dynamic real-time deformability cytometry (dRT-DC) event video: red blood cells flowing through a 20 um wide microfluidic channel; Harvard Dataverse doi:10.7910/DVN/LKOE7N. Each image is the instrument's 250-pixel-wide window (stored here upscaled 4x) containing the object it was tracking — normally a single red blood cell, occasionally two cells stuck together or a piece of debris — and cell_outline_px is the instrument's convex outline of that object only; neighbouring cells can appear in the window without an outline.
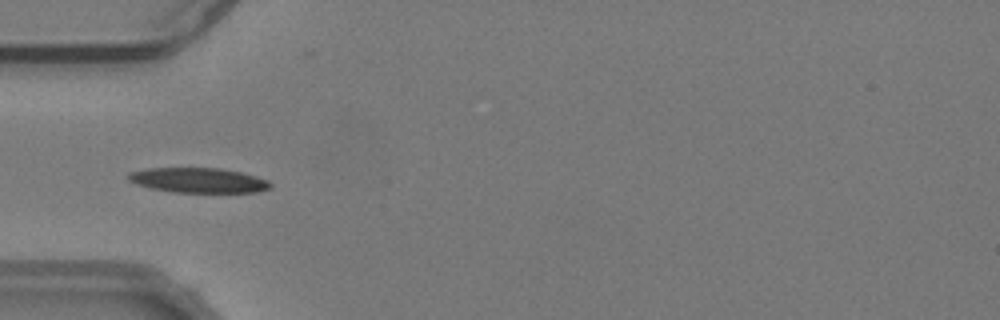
{"species": "common noctule bat (a hibernating species)", "species_latin": "Nyctalus noctula", "temperature_condition": "warm", "stored_images_in_passage": 33, "camera_frame_rate_fps": 3000, "um_per_image_px": 0.085, "animal": {"sex": "male", "body_mass_g": 19.2, "forearm_length_mm": 51.8}, "frame": {"image": 1, "passage_image": 5, "time_ms": 1.333, "image_size_px": [1000, 320], "cell_outline_px": [[272, 188], [256, 192], [172, 192], [152, 188], [136, 184], [128, 180], [128, 172], [148, 168], [220, 168], [240, 172], [256, 176], [268, 180], [272, 184]], "centroid_in_image_um": [16.87, 15.32], "position_along_channel_um": 68.1, "area_um2": 20.63}}
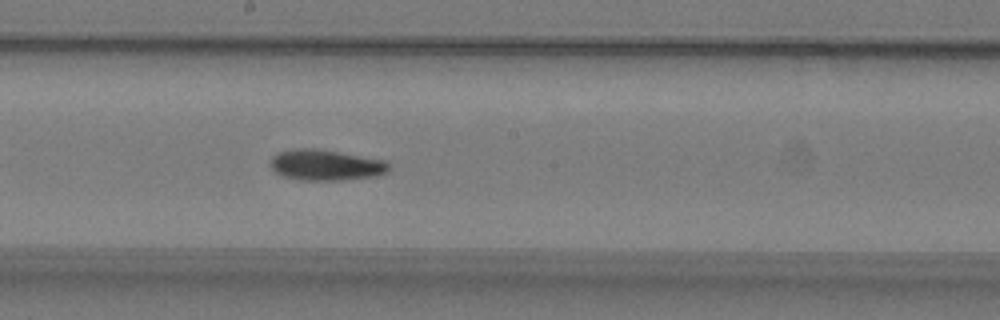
{"frame": {"image": 2, "passage_image": 17, "time_ms": 5.333, "image_size_px": [1000, 320], "cell_outline_px": [[392, 168], [388, 172], [380, 176], [344, 180], [300, 180], [284, 176], [276, 172], [268, 164], [272, 156], [280, 152], [296, 148], [312, 148], [384, 160]], "centroid_in_image_um": [27.71, 14.04], "position_along_channel_um": 220.5, "area_um2": 21.27}}
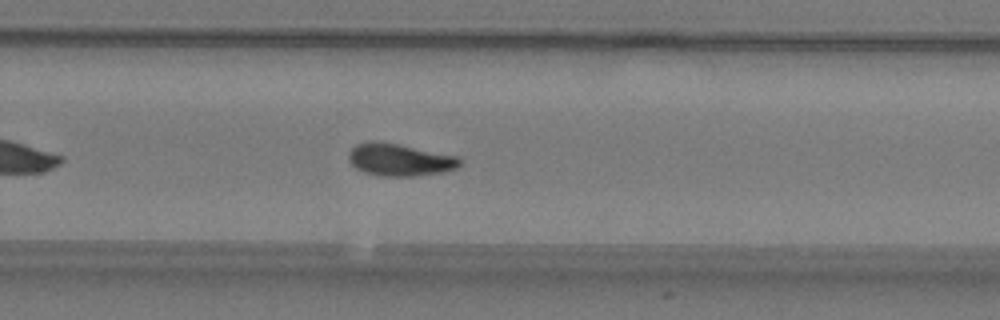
{"frame": {"image": 3, "passage_image": 23, "time_ms": 7.333, "image_size_px": [1000, 320], "cell_outline_px": [[460, 164], [456, 168], [444, 172], [416, 176], [380, 176], [364, 172], [356, 168], [348, 160], [348, 152], [356, 144], [368, 140], [376, 140], [456, 156], [460, 160]], "centroid_in_image_um": [33.91, 13.58], "position_along_channel_um": 295.9, "area_um2": 20.87}, "authors_computed_cell_mechanics": {"area_um2": 20.6346, "velocity_mm_per_s": 3.8026, "shape_relaxation_time_tau1_ms": 10.3055, "shape_relaxation_time_tau2_ms": 4.7162, "deformation_change_tau1": 0.2652, "deformation_change_tau2": 0.1111}}